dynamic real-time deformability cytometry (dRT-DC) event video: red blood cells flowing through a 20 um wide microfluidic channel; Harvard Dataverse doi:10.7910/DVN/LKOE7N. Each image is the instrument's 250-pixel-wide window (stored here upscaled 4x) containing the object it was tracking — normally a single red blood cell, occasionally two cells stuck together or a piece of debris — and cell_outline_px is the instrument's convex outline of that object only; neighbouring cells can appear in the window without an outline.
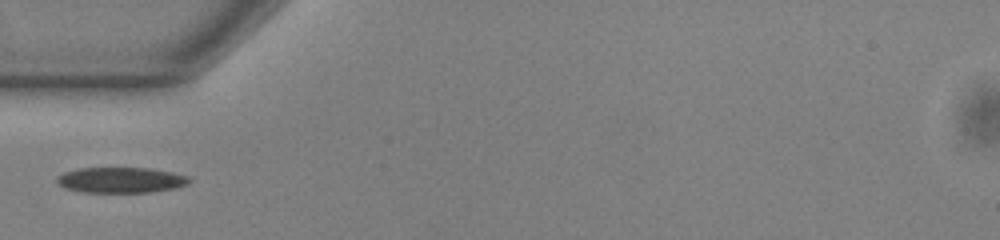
{"species": "common noctule bat (a hibernating species)", "species_latin": "Nyctalus noctula", "temperature_condition": "warm", "stored_images_in_passage": 37, "camera_frame_rate_fps": 3000, "um_per_image_px": 0.085, "animal": {"sex": "male", "body_mass_g": 13.0, "forearm_length_mm": 53.1}, "frame": {"image": 1, "passage_image": 1, "time_ms": 0.0, "image_size_px": [1000, 240], "cell_outline_px": [[192, 180], [188, 184], [172, 188], [152, 192], [84, 192], [64, 188], [56, 180], [56, 176], [64, 172], [76, 168], [152, 168], [172, 172], [188, 176]], "centroid_in_image_um": [10.27, 15.29], "position_along_channel_um": 74.7, "area_um2": 19.77}}
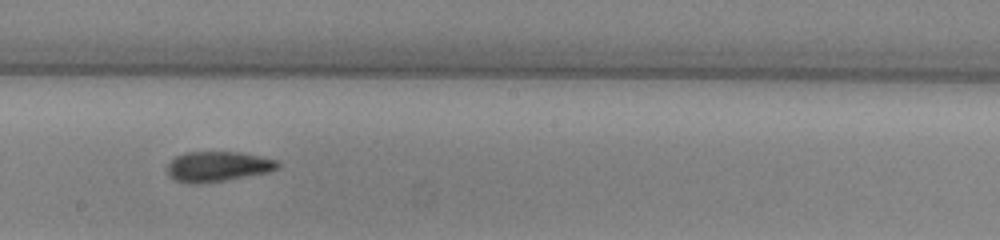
{"frame": {"image": 2, "passage_image": 13, "time_ms": 4.0, "image_size_px": [1000, 240], "cell_outline_px": [[280, 168], [268, 172], [204, 184], [188, 184], [176, 180], [168, 176], [168, 164], [176, 156], [184, 152], [240, 152], [260, 156], [276, 160], [280, 164]], "centroid_in_image_um": [18.5, 14.16], "position_along_channel_um": 229.7, "area_um2": 19.54}}
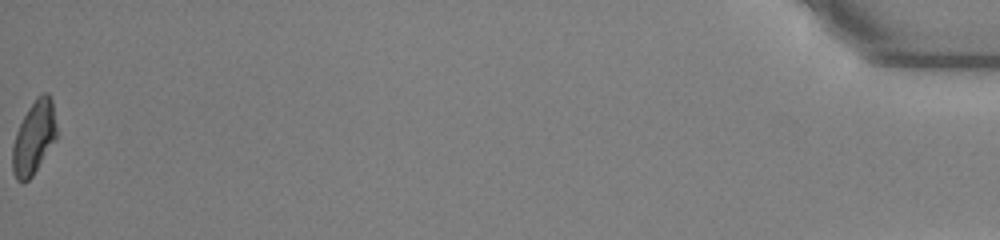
{"frame": {"image": 3, "passage_image": 37, "time_ms": 12.0, "image_size_px": [1000, 240], "cell_outline_px": [[56, 140], [32, 176], [24, 184], [16, 180], [12, 172], [12, 148], [16, 132], [28, 108], [36, 96], [44, 92], [48, 92], [52, 100], [56, 124]], "centroid_in_image_um": [2.87, 11.71], "position_along_channel_um": 432.3, "area_um2": 18.96}}